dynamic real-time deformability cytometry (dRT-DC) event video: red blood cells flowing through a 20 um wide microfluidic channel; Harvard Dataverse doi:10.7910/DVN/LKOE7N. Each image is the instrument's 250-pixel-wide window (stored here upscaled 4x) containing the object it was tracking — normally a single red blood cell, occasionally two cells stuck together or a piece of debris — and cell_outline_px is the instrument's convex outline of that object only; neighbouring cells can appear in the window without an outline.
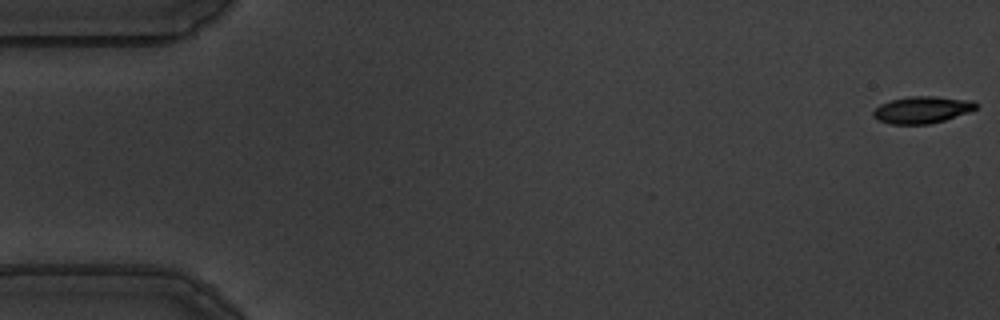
{"species": "common noctule bat (a hibernating species)", "species_latin": "Nyctalus noctula", "temperature_condition": "warm", "stored_images_in_passage": 56, "camera_frame_rate_fps": 3000, "um_per_image_px": 0.085, "animal": {"sex": "male", "body_mass_g": 19.5, "forearm_length_mm": 54.6}, "frame": {"image": 1, "passage_image": 1, "time_ms": 0.0, "image_size_px": [1000, 320], "cell_outline_px": [[980, 104], [976, 108], [968, 112], [944, 120], [928, 124], [892, 124], [880, 120], [872, 116], [872, 112], [880, 104], [892, 100], [908, 96], [936, 96], [972, 100]], "centroid_in_image_um": [78.4, 9.32], "position_along_channel_um": 6.6, "area_um2": 16.07}}
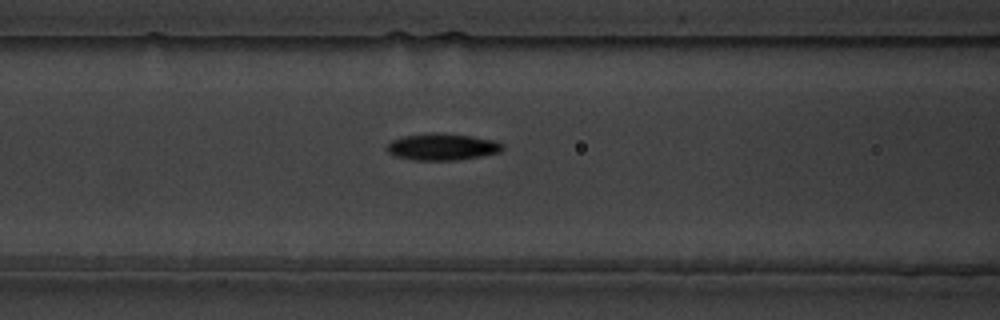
{"frame": {"image": 2, "passage_image": 23, "time_ms": 7.333, "image_size_px": [1000, 320], "cell_outline_px": [[504, 148], [500, 152], [480, 156], [456, 160], [412, 160], [396, 156], [388, 152], [384, 148], [392, 140], [404, 136], [428, 132], [436, 132], [472, 136], [496, 140], [504, 144]], "centroid_in_image_um": [37.59, 12.47], "position_along_channel_um": 129.0, "area_um2": 18.21}}
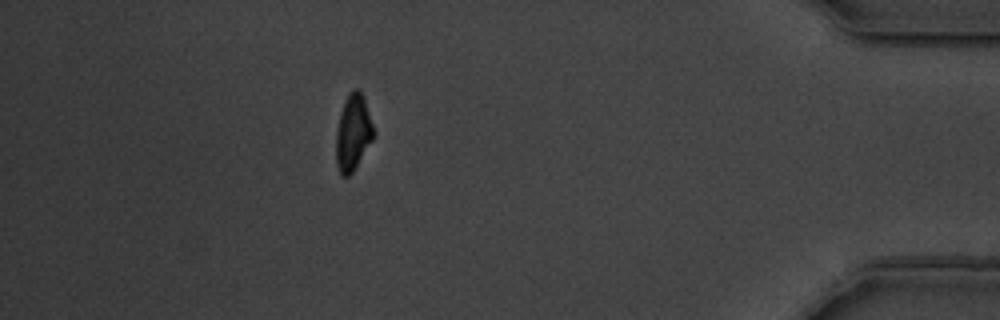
{"frame": {"image": 3, "passage_image": 50, "time_ms": 16.333, "image_size_px": [1000, 320], "cell_outline_px": [[376, 132], [372, 140], [352, 172], [348, 176], [340, 176], [336, 164], [336, 132], [340, 112], [344, 100], [348, 92], [352, 88], [356, 88], [364, 96]], "centroid_in_image_um": [30.01, 11.23], "position_along_channel_um": 405.2, "area_um2": 16.88}, "authors_computed_cell_mechanics": {"area_um2": 17.1955, "velocity_mm_per_s": 3.6106, "shape_relaxation_time_tau1_ms": 4.0399, "shape_relaxation_time_tau2_ms": 4.7344, "deformation_change_tau1": 0.1544, "deformation_change_tau2": 0.1083}}